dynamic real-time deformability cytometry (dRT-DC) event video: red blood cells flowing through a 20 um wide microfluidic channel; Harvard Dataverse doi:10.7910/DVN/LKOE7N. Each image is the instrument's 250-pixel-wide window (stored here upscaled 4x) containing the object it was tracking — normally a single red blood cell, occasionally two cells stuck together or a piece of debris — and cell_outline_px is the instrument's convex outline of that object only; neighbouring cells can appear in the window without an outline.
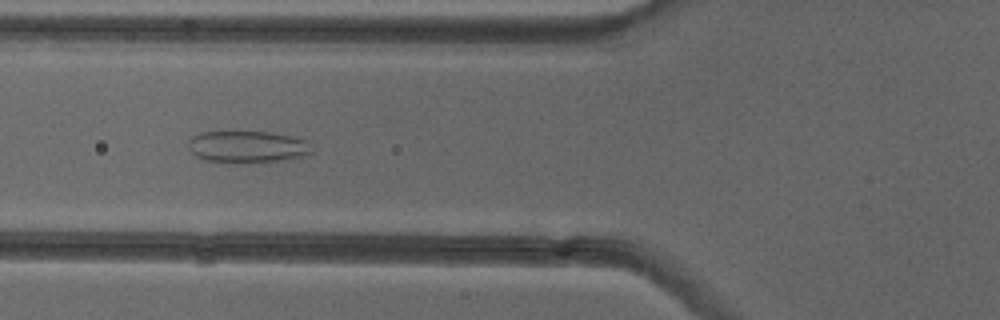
{"species": "common noctule bat (a hibernating species)", "species_latin": "Nyctalus noctula", "temperature_condition": "cold", "stored_images_in_passage": 49, "camera_frame_rate_fps": 3000, "um_per_image_px": 0.085, "animal": {"sex": "female"}, "frame": {"image": 1, "passage_image": 19, "time_ms": 6.0, "image_size_px": [1000, 320], "cell_outline_px": [[312, 152], [308, 156], [268, 164], [228, 164], [204, 160], [196, 156], [188, 148], [188, 140], [192, 136], [200, 132], [268, 132], [292, 136], [304, 140]], "centroid_in_image_um": [21.02, 12.54], "position_along_channel_um": 104.8, "area_um2": 23.87}}
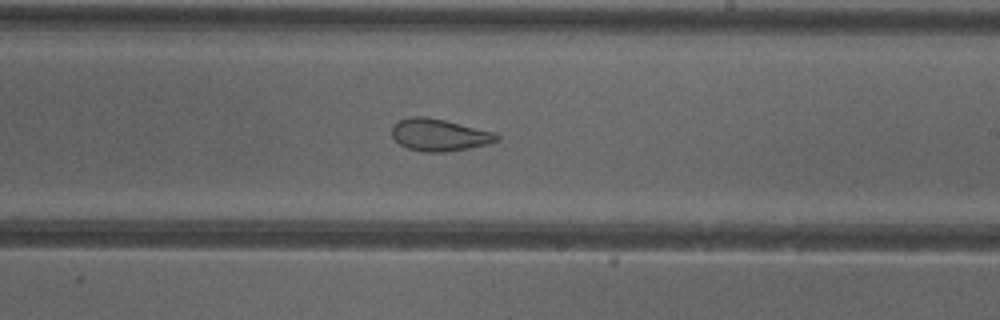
{"frame": {"image": 2, "passage_image": 30, "time_ms": 9.667, "image_size_px": [1000, 320], "cell_outline_px": [[500, 140], [488, 144], [468, 148], [444, 152], [424, 152], [408, 148], [400, 144], [392, 136], [392, 124], [408, 116], [424, 116], [444, 120], [496, 132], [500, 136]], "centroid_in_image_um": [37.35, 11.46], "position_along_channel_um": 251.7, "area_um2": 19.71}}
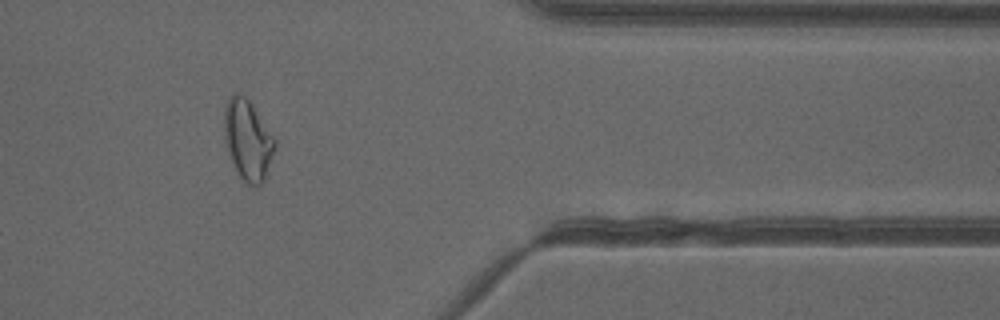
{"frame": {"image": 3, "passage_image": 42, "time_ms": 13.667, "image_size_px": [1000, 320], "cell_outline_px": [[276, 148], [264, 180], [256, 188], [252, 188], [236, 172], [228, 152], [224, 140], [224, 108], [232, 92], [240, 92], [252, 104], [276, 140]], "centroid_in_image_um": [21.05, 11.9], "position_along_channel_um": 390.3, "area_um2": 23.93}}